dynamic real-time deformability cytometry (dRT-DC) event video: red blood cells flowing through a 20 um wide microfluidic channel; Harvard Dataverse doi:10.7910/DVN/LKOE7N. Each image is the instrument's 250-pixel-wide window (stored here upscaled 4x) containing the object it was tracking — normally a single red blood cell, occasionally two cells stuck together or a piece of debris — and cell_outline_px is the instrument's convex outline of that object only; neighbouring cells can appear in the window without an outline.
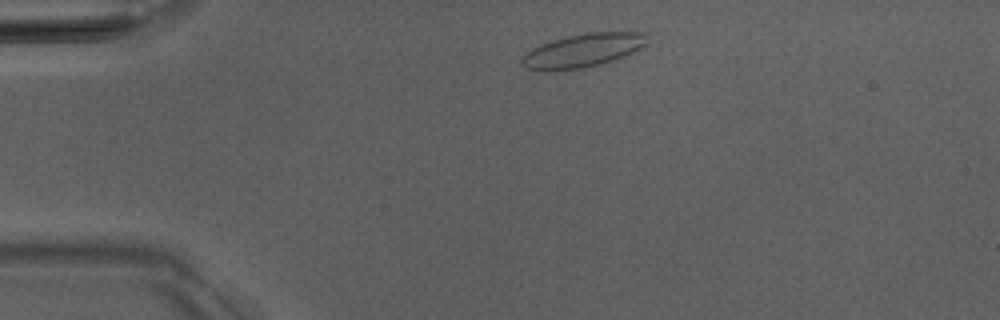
{"species": "Egyptian fruit bat (a non-hibernating species)", "species_latin": "Rousettus aegyptiacus", "temperature_condition": "room temperature", "stored_images_in_passage": 3, "camera_frame_rate_fps": 3000, "um_per_image_px": 0.085, "animal": {"sex": "male"}, "frame": {"image": 1, "passage_image": 1, "time_ms": 0.0, "image_size_px": [1000, 320], "cell_outline_px": [[648, 44], [624, 56], [600, 64], [580, 68], [548, 72], [544, 72], [528, 68], [520, 64], [520, 56], [532, 48], [540, 44], [552, 40], [568, 36], [588, 32], [648, 32]], "centroid_in_image_um": [49.51, 4.29], "position_along_channel_um": 35.5, "area_um2": 24.8}}